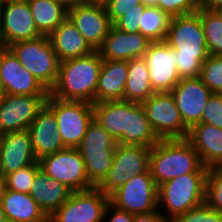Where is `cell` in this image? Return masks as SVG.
<instances>
[{"mask_svg": "<svg viewBox=\"0 0 222 222\" xmlns=\"http://www.w3.org/2000/svg\"><path fill=\"white\" fill-rule=\"evenodd\" d=\"M19 62L50 92L58 79L59 60L48 36L8 46Z\"/></svg>", "mask_w": 222, "mask_h": 222, "instance_id": "cell-6", "label": "cell"}, {"mask_svg": "<svg viewBox=\"0 0 222 222\" xmlns=\"http://www.w3.org/2000/svg\"><path fill=\"white\" fill-rule=\"evenodd\" d=\"M0 203L8 222H43L49 218L27 193L5 188Z\"/></svg>", "mask_w": 222, "mask_h": 222, "instance_id": "cell-26", "label": "cell"}, {"mask_svg": "<svg viewBox=\"0 0 222 222\" xmlns=\"http://www.w3.org/2000/svg\"><path fill=\"white\" fill-rule=\"evenodd\" d=\"M5 188V177L0 174V199L4 194Z\"/></svg>", "mask_w": 222, "mask_h": 222, "instance_id": "cell-46", "label": "cell"}, {"mask_svg": "<svg viewBox=\"0 0 222 222\" xmlns=\"http://www.w3.org/2000/svg\"><path fill=\"white\" fill-rule=\"evenodd\" d=\"M145 7H158V0H142Z\"/></svg>", "mask_w": 222, "mask_h": 222, "instance_id": "cell-45", "label": "cell"}, {"mask_svg": "<svg viewBox=\"0 0 222 222\" xmlns=\"http://www.w3.org/2000/svg\"><path fill=\"white\" fill-rule=\"evenodd\" d=\"M158 7L171 18L198 11L199 0H158Z\"/></svg>", "mask_w": 222, "mask_h": 222, "instance_id": "cell-37", "label": "cell"}, {"mask_svg": "<svg viewBox=\"0 0 222 222\" xmlns=\"http://www.w3.org/2000/svg\"><path fill=\"white\" fill-rule=\"evenodd\" d=\"M96 120L119 144L126 130L127 101H107L93 104Z\"/></svg>", "mask_w": 222, "mask_h": 222, "instance_id": "cell-29", "label": "cell"}, {"mask_svg": "<svg viewBox=\"0 0 222 222\" xmlns=\"http://www.w3.org/2000/svg\"><path fill=\"white\" fill-rule=\"evenodd\" d=\"M160 139L154 133L142 104L127 101L126 130L122 145H138L151 148Z\"/></svg>", "mask_w": 222, "mask_h": 222, "instance_id": "cell-27", "label": "cell"}, {"mask_svg": "<svg viewBox=\"0 0 222 222\" xmlns=\"http://www.w3.org/2000/svg\"><path fill=\"white\" fill-rule=\"evenodd\" d=\"M184 124L191 129L201 122L205 104L212 95L200 77L183 78L170 91Z\"/></svg>", "mask_w": 222, "mask_h": 222, "instance_id": "cell-18", "label": "cell"}, {"mask_svg": "<svg viewBox=\"0 0 222 222\" xmlns=\"http://www.w3.org/2000/svg\"><path fill=\"white\" fill-rule=\"evenodd\" d=\"M48 95H9L0 101V135L23 131L45 106Z\"/></svg>", "mask_w": 222, "mask_h": 222, "instance_id": "cell-15", "label": "cell"}, {"mask_svg": "<svg viewBox=\"0 0 222 222\" xmlns=\"http://www.w3.org/2000/svg\"><path fill=\"white\" fill-rule=\"evenodd\" d=\"M205 202L222 213V167H209L207 170Z\"/></svg>", "mask_w": 222, "mask_h": 222, "instance_id": "cell-34", "label": "cell"}, {"mask_svg": "<svg viewBox=\"0 0 222 222\" xmlns=\"http://www.w3.org/2000/svg\"><path fill=\"white\" fill-rule=\"evenodd\" d=\"M38 162L31 143L29 130L0 135V174L9 173Z\"/></svg>", "mask_w": 222, "mask_h": 222, "instance_id": "cell-19", "label": "cell"}, {"mask_svg": "<svg viewBox=\"0 0 222 222\" xmlns=\"http://www.w3.org/2000/svg\"><path fill=\"white\" fill-rule=\"evenodd\" d=\"M41 36L32 17L28 0H2L0 43L4 47Z\"/></svg>", "mask_w": 222, "mask_h": 222, "instance_id": "cell-13", "label": "cell"}, {"mask_svg": "<svg viewBox=\"0 0 222 222\" xmlns=\"http://www.w3.org/2000/svg\"><path fill=\"white\" fill-rule=\"evenodd\" d=\"M139 32L151 42L165 41L171 17L159 7H145Z\"/></svg>", "mask_w": 222, "mask_h": 222, "instance_id": "cell-31", "label": "cell"}, {"mask_svg": "<svg viewBox=\"0 0 222 222\" xmlns=\"http://www.w3.org/2000/svg\"><path fill=\"white\" fill-rule=\"evenodd\" d=\"M48 37L59 62L95 51L68 17Z\"/></svg>", "mask_w": 222, "mask_h": 222, "instance_id": "cell-24", "label": "cell"}, {"mask_svg": "<svg viewBox=\"0 0 222 222\" xmlns=\"http://www.w3.org/2000/svg\"><path fill=\"white\" fill-rule=\"evenodd\" d=\"M103 4L112 24L128 11L138 9V5H143L142 0H104Z\"/></svg>", "mask_w": 222, "mask_h": 222, "instance_id": "cell-39", "label": "cell"}, {"mask_svg": "<svg viewBox=\"0 0 222 222\" xmlns=\"http://www.w3.org/2000/svg\"><path fill=\"white\" fill-rule=\"evenodd\" d=\"M199 5L206 10L215 11L222 6V0H199Z\"/></svg>", "mask_w": 222, "mask_h": 222, "instance_id": "cell-43", "label": "cell"}, {"mask_svg": "<svg viewBox=\"0 0 222 222\" xmlns=\"http://www.w3.org/2000/svg\"><path fill=\"white\" fill-rule=\"evenodd\" d=\"M150 173L161 184L188 173H207L192 143L186 139H160L151 147Z\"/></svg>", "mask_w": 222, "mask_h": 222, "instance_id": "cell-2", "label": "cell"}, {"mask_svg": "<svg viewBox=\"0 0 222 222\" xmlns=\"http://www.w3.org/2000/svg\"><path fill=\"white\" fill-rule=\"evenodd\" d=\"M200 123L222 128V99L218 93H212L208 99Z\"/></svg>", "mask_w": 222, "mask_h": 222, "instance_id": "cell-38", "label": "cell"}, {"mask_svg": "<svg viewBox=\"0 0 222 222\" xmlns=\"http://www.w3.org/2000/svg\"><path fill=\"white\" fill-rule=\"evenodd\" d=\"M46 105L54 112L58 133L67 148H77L94 119L93 104L86 101L61 100L48 95Z\"/></svg>", "mask_w": 222, "mask_h": 222, "instance_id": "cell-7", "label": "cell"}, {"mask_svg": "<svg viewBox=\"0 0 222 222\" xmlns=\"http://www.w3.org/2000/svg\"><path fill=\"white\" fill-rule=\"evenodd\" d=\"M215 12L222 18V6L217 8Z\"/></svg>", "mask_w": 222, "mask_h": 222, "instance_id": "cell-49", "label": "cell"}, {"mask_svg": "<svg viewBox=\"0 0 222 222\" xmlns=\"http://www.w3.org/2000/svg\"><path fill=\"white\" fill-rule=\"evenodd\" d=\"M150 150L151 148L144 146L117 143L112 166L105 179L97 187L110 196L133 175L147 172Z\"/></svg>", "mask_w": 222, "mask_h": 222, "instance_id": "cell-10", "label": "cell"}, {"mask_svg": "<svg viewBox=\"0 0 222 222\" xmlns=\"http://www.w3.org/2000/svg\"><path fill=\"white\" fill-rule=\"evenodd\" d=\"M210 55H222V18L215 12L199 7L198 11Z\"/></svg>", "mask_w": 222, "mask_h": 222, "instance_id": "cell-32", "label": "cell"}, {"mask_svg": "<svg viewBox=\"0 0 222 222\" xmlns=\"http://www.w3.org/2000/svg\"><path fill=\"white\" fill-rule=\"evenodd\" d=\"M207 173H188L158 187V207L165 206L169 221L205 202Z\"/></svg>", "mask_w": 222, "mask_h": 222, "instance_id": "cell-5", "label": "cell"}, {"mask_svg": "<svg viewBox=\"0 0 222 222\" xmlns=\"http://www.w3.org/2000/svg\"><path fill=\"white\" fill-rule=\"evenodd\" d=\"M212 93L222 91V55H210L202 63L199 76Z\"/></svg>", "mask_w": 222, "mask_h": 222, "instance_id": "cell-33", "label": "cell"}, {"mask_svg": "<svg viewBox=\"0 0 222 222\" xmlns=\"http://www.w3.org/2000/svg\"><path fill=\"white\" fill-rule=\"evenodd\" d=\"M133 222H170L169 216L162 215V212L157 210L148 213L133 215Z\"/></svg>", "mask_w": 222, "mask_h": 222, "instance_id": "cell-42", "label": "cell"}, {"mask_svg": "<svg viewBox=\"0 0 222 222\" xmlns=\"http://www.w3.org/2000/svg\"><path fill=\"white\" fill-rule=\"evenodd\" d=\"M187 139L206 168L222 166V128L198 123L189 130Z\"/></svg>", "mask_w": 222, "mask_h": 222, "instance_id": "cell-23", "label": "cell"}, {"mask_svg": "<svg viewBox=\"0 0 222 222\" xmlns=\"http://www.w3.org/2000/svg\"><path fill=\"white\" fill-rule=\"evenodd\" d=\"M145 6L138 5V9H132L120 17L113 26L123 32L138 33L141 23V16Z\"/></svg>", "mask_w": 222, "mask_h": 222, "instance_id": "cell-40", "label": "cell"}, {"mask_svg": "<svg viewBox=\"0 0 222 222\" xmlns=\"http://www.w3.org/2000/svg\"><path fill=\"white\" fill-rule=\"evenodd\" d=\"M111 211H113V215L110 214L111 217L110 219H108V222H133L134 214L120 210L112 205L110 202L106 207L104 218H107L106 216H108Z\"/></svg>", "mask_w": 222, "mask_h": 222, "instance_id": "cell-41", "label": "cell"}, {"mask_svg": "<svg viewBox=\"0 0 222 222\" xmlns=\"http://www.w3.org/2000/svg\"><path fill=\"white\" fill-rule=\"evenodd\" d=\"M0 80L5 94L49 95V91L22 66L8 47L0 51Z\"/></svg>", "mask_w": 222, "mask_h": 222, "instance_id": "cell-17", "label": "cell"}, {"mask_svg": "<svg viewBox=\"0 0 222 222\" xmlns=\"http://www.w3.org/2000/svg\"><path fill=\"white\" fill-rule=\"evenodd\" d=\"M57 129L58 123L54 112L45 104L28 129L37 161L67 148Z\"/></svg>", "mask_w": 222, "mask_h": 222, "instance_id": "cell-20", "label": "cell"}, {"mask_svg": "<svg viewBox=\"0 0 222 222\" xmlns=\"http://www.w3.org/2000/svg\"><path fill=\"white\" fill-rule=\"evenodd\" d=\"M54 1L62 4L66 9H70L75 5H78L79 3L83 2L84 0H54Z\"/></svg>", "mask_w": 222, "mask_h": 222, "instance_id": "cell-44", "label": "cell"}, {"mask_svg": "<svg viewBox=\"0 0 222 222\" xmlns=\"http://www.w3.org/2000/svg\"><path fill=\"white\" fill-rule=\"evenodd\" d=\"M43 222H51V220H50V218H48L47 220H45Z\"/></svg>", "mask_w": 222, "mask_h": 222, "instance_id": "cell-51", "label": "cell"}, {"mask_svg": "<svg viewBox=\"0 0 222 222\" xmlns=\"http://www.w3.org/2000/svg\"><path fill=\"white\" fill-rule=\"evenodd\" d=\"M110 197L98 187L74 191L49 218L51 222H103Z\"/></svg>", "mask_w": 222, "mask_h": 222, "instance_id": "cell-12", "label": "cell"}, {"mask_svg": "<svg viewBox=\"0 0 222 222\" xmlns=\"http://www.w3.org/2000/svg\"><path fill=\"white\" fill-rule=\"evenodd\" d=\"M102 62L98 50L86 56L59 62L58 79L49 93L61 100L94 104Z\"/></svg>", "mask_w": 222, "mask_h": 222, "instance_id": "cell-3", "label": "cell"}, {"mask_svg": "<svg viewBox=\"0 0 222 222\" xmlns=\"http://www.w3.org/2000/svg\"><path fill=\"white\" fill-rule=\"evenodd\" d=\"M0 222H8L5 212L2 209L1 203H0Z\"/></svg>", "mask_w": 222, "mask_h": 222, "instance_id": "cell-47", "label": "cell"}, {"mask_svg": "<svg viewBox=\"0 0 222 222\" xmlns=\"http://www.w3.org/2000/svg\"><path fill=\"white\" fill-rule=\"evenodd\" d=\"M142 106L159 139L188 138L190 129L184 124L171 92H155Z\"/></svg>", "mask_w": 222, "mask_h": 222, "instance_id": "cell-8", "label": "cell"}, {"mask_svg": "<svg viewBox=\"0 0 222 222\" xmlns=\"http://www.w3.org/2000/svg\"><path fill=\"white\" fill-rule=\"evenodd\" d=\"M40 169L74 191L94 187L88 180L85 163L77 148H64L38 160Z\"/></svg>", "mask_w": 222, "mask_h": 222, "instance_id": "cell-11", "label": "cell"}, {"mask_svg": "<svg viewBox=\"0 0 222 222\" xmlns=\"http://www.w3.org/2000/svg\"><path fill=\"white\" fill-rule=\"evenodd\" d=\"M150 43L151 41L140 32H123L112 26L98 52L105 60L129 61L144 57Z\"/></svg>", "mask_w": 222, "mask_h": 222, "instance_id": "cell-21", "label": "cell"}, {"mask_svg": "<svg viewBox=\"0 0 222 222\" xmlns=\"http://www.w3.org/2000/svg\"><path fill=\"white\" fill-rule=\"evenodd\" d=\"M110 203L131 214H142L158 210V186L150 170L133 175L110 196Z\"/></svg>", "mask_w": 222, "mask_h": 222, "instance_id": "cell-9", "label": "cell"}, {"mask_svg": "<svg viewBox=\"0 0 222 222\" xmlns=\"http://www.w3.org/2000/svg\"><path fill=\"white\" fill-rule=\"evenodd\" d=\"M116 145L117 141L93 119L77 149L84 160L88 180L94 187L107 176Z\"/></svg>", "mask_w": 222, "mask_h": 222, "instance_id": "cell-4", "label": "cell"}, {"mask_svg": "<svg viewBox=\"0 0 222 222\" xmlns=\"http://www.w3.org/2000/svg\"><path fill=\"white\" fill-rule=\"evenodd\" d=\"M127 73V60L103 59L95 90L94 103L123 100Z\"/></svg>", "mask_w": 222, "mask_h": 222, "instance_id": "cell-22", "label": "cell"}, {"mask_svg": "<svg viewBox=\"0 0 222 222\" xmlns=\"http://www.w3.org/2000/svg\"><path fill=\"white\" fill-rule=\"evenodd\" d=\"M40 169L39 162L9 173L5 176L6 189L29 194L37 171Z\"/></svg>", "mask_w": 222, "mask_h": 222, "instance_id": "cell-35", "label": "cell"}, {"mask_svg": "<svg viewBox=\"0 0 222 222\" xmlns=\"http://www.w3.org/2000/svg\"><path fill=\"white\" fill-rule=\"evenodd\" d=\"M68 18L94 50L102 46L113 26L103 2L96 0H84L68 9Z\"/></svg>", "mask_w": 222, "mask_h": 222, "instance_id": "cell-14", "label": "cell"}, {"mask_svg": "<svg viewBox=\"0 0 222 222\" xmlns=\"http://www.w3.org/2000/svg\"><path fill=\"white\" fill-rule=\"evenodd\" d=\"M165 42L175 50L181 79L199 77L209 56L199 13L172 17Z\"/></svg>", "mask_w": 222, "mask_h": 222, "instance_id": "cell-1", "label": "cell"}, {"mask_svg": "<svg viewBox=\"0 0 222 222\" xmlns=\"http://www.w3.org/2000/svg\"><path fill=\"white\" fill-rule=\"evenodd\" d=\"M73 191L59 181L50 178L41 169L34 177L29 195L43 212L50 217L70 197Z\"/></svg>", "mask_w": 222, "mask_h": 222, "instance_id": "cell-25", "label": "cell"}, {"mask_svg": "<svg viewBox=\"0 0 222 222\" xmlns=\"http://www.w3.org/2000/svg\"><path fill=\"white\" fill-rule=\"evenodd\" d=\"M154 93L145 58L138 57L129 60L123 101L142 104Z\"/></svg>", "mask_w": 222, "mask_h": 222, "instance_id": "cell-28", "label": "cell"}, {"mask_svg": "<svg viewBox=\"0 0 222 222\" xmlns=\"http://www.w3.org/2000/svg\"><path fill=\"white\" fill-rule=\"evenodd\" d=\"M171 222H222V213L213 210L206 202L189 209Z\"/></svg>", "mask_w": 222, "mask_h": 222, "instance_id": "cell-36", "label": "cell"}, {"mask_svg": "<svg viewBox=\"0 0 222 222\" xmlns=\"http://www.w3.org/2000/svg\"><path fill=\"white\" fill-rule=\"evenodd\" d=\"M28 4L42 36H49L68 17V9L54 0H28Z\"/></svg>", "mask_w": 222, "mask_h": 222, "instance_id": "cell-30", "label": "cell"}, {"mask_svg": "<svg viewBox=\"0 0 222 222\" xmlns=\"http://www.w3.org/2000/svg\"><path fill=\"white\" fill-rule=\"evenodd\" d=\"M218 94H219V96H220L221 99H222V91H220Z\"/></svg>", "mask_w": 222, "mask_h": 222, "instance_id": "cell-50", "label": "cell"}, {"mask_svg": "<svg viewBox=\"0 0 222 222\" xmlns=\"http://www.w3.org/2000/svg\"><path fill=\"white\" fill-rule=\"evenodd\" d=\"M144 58L154 92H170L181 80L175 50L165 41L151 42Z\"/></svg>", "mask_w": 222, "mask_h": 222, "instance_id": "cell-16", "label": "cell"}, {"mask_svg": "<svg viewBox=\"0 0 222 222\" xmlns=\"http://www.w3.org/2000/svg\"><path fill=\"white\" fill-rule=\"evenodd\" d=\"M4 46L0 43V51L2 50ZM4 95H5V92H4V89L2 87V84H1V80H0V101L4 98Z\"/></svg>", "mask_w": 222, "mask_h": 222, "instance_id": "cell-48", "label": "cell"}]
</instances>
